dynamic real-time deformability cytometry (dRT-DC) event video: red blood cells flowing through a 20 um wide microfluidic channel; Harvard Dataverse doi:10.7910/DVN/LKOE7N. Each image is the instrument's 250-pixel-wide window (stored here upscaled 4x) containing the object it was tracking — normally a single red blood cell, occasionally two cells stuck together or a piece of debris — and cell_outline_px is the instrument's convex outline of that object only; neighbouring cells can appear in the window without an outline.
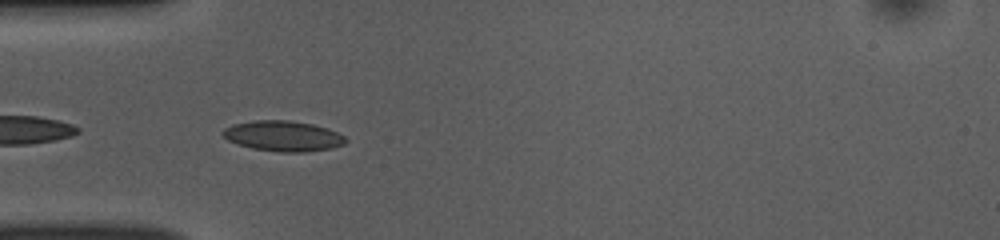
{"species": "common noctule bat (a hibernating species)", "species_latin": "Nyctalus noctula", "temperature_condition": "room temperature", "stored_images_in_passage": 38, "camera_frame_rate_fps": 3000, "um_per_image_px": 0.085, "animal": {"sex": "female", "body_mass_g": 10.0, "forearm_length_mm": 53.1}, "frame": {"image": 1, "passage_image": 2, "time_ms": 0.333, "image_size_px": [1000, 240], "cell_outline_px": [[348, 140], [344, 144], [332, 148], [304, 152], [280, 152], [252, 148], [236, 144], [228, 140], [220, 132], [224, 128], [232, 124], [252, 120], [288, 120], [312, 124], [328, 128], [344, 136]], "centroid_in_image_um": [24.04, 11.56], "position_along_channel_um": 61.0, "area_um2": 21.91}}
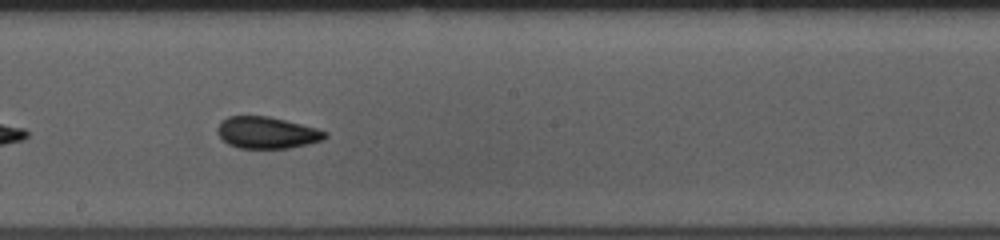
{"frame": {"image": 2, "passage_image": 15, "time_ms": 4.667, "image_size_px": [1000, 240], "cell_outline_px": [[328, 136], [324, 140], [308, 144], [288, 148], [240, 148], [228, 144], [216, 132], [216, 128], [220, 120], [228, 116], [268, 116], [316, 128], [328, 132]], "centroid_in_image_um": [22.67, 11.27], "position_along_channel_um": 225.5, "area_um2": 19.94}}
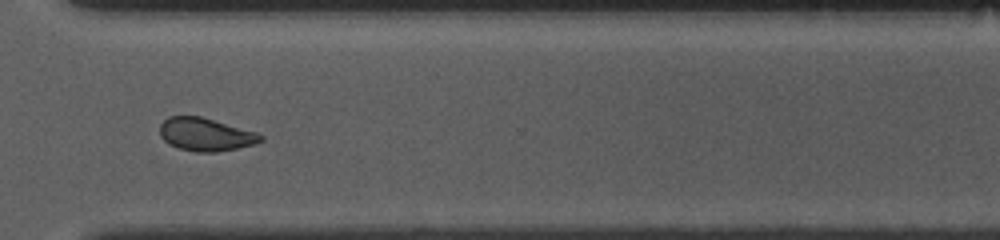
{"frame": {"image": 3, "passage_image": 25, "time_ms": 8.0, "image_size_px": [1000, 240], "cell_outline_px": [[264, 140], [252, 144], [236, 148], [216, 152], [196, 152], [180, 148], [168, 144], [160, 136], [160, 124], [168, 116], [200, 116], [256, 132], [264, 136]], "centroid_in_image_um": [17.45, 11.42], "position_along_channel_um": 353.1, "area_um2": 19.25}, "authors_computed_cell_mechanics": {"area_um2": 20.23, "velocity_mm_per_s": 3.829, "shape_relaxation_time_tau1_ms": 4.9241, "shape_relaxation_time_tau2_ms": 2.0241, "deformation_change_tau1": 0.1027, "deformation_change_tau2": 0.0665}}